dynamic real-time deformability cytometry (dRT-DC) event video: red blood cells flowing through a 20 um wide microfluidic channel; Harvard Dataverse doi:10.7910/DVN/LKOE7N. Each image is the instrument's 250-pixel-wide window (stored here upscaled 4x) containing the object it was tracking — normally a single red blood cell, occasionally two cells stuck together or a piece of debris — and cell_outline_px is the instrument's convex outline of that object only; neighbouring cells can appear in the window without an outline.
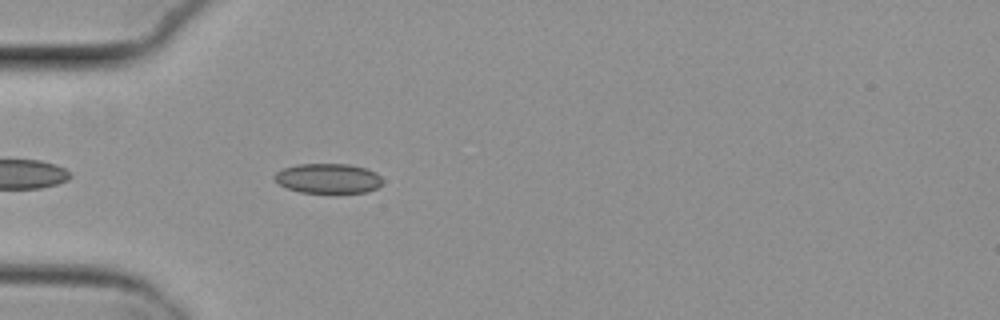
{"species": "common noctule bat (a hibernating species)", "species_latin": "Nyctalus noctula", "temperature_condition": "cold", "stored_images_in_passage": 41, "camera_frame_rate_fps": 3000, "um_per_image_px": 0.085, "animal": {"sex": "female", "body_mass_g": 29.2, "forearm_length_mm": 56.3}, "frame": {"image": 1, "passage_image": 4, "time_ms": 1.0, "image_size_px": [1000, 320], "cell_outline_px": [[384, 180], [376, 188], [368, 192], [300, 192], [288, 188], [280, 184], [272, 176], [276, 172], [284, 168], [296, 164], [348, 164], [364, 168], [376, 172]], "centroid_in_image_um": [27.89, 15.15], "position_along_channel_um": 57.1, "area_um2": 18.61}}
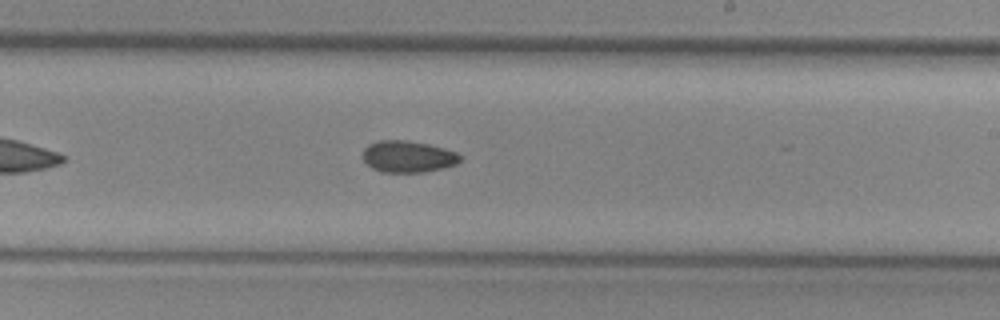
{"frame": {"image": 2, "passage_image": 20, "time_ms": 6.333, "image_size_px": [1000, 320], "cell_outline_px": [[460, 160], [456, 164], [444, 168], [424, 172], [380, 172], [372, 168], [360, 156], [364, 148], [368, 144], [380, 140], [404, 140], [428, 144], [444, 148], [456, 152], [460, 156]], "centroid_in_image_um": [34.64, 13.31], "position_along_channel_um": 254.4, "area_um2": 18.03}}
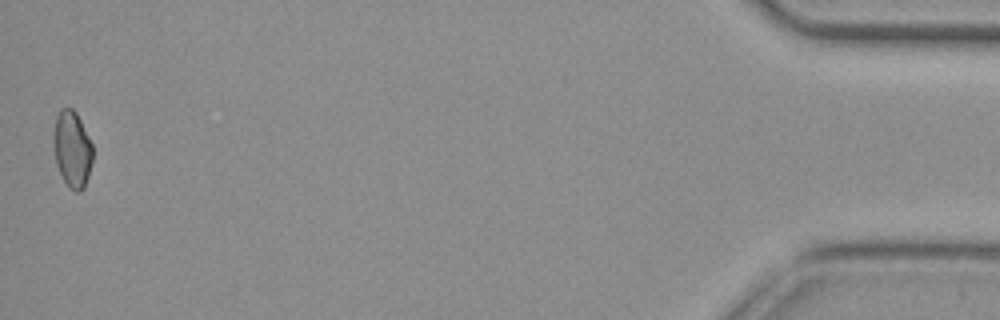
{"frame": {"image": 3, "passage_image": 41, "time_ms": 13.333, "image_size_px": [1000, 320], "cell_outline_px": [[92, 164], [84, 188], [80, 192], [76, 192], [68, 188], [56, 164], [52, 140], [52, 136], [56, 116], [64, 108], [72, 108], [76, 112], [92, 144]], "centroid_in_image_um": [6.12, 12.7], "position_along_channel_um": 429.1, "area_um2": 17.51}, "authors_computed_cell_mechanics": {"area_um2": 18.0336, "velocity_mm_per_s": 3.8312, "shape_relaxation_time_tau1_ms": null, "shape_relaxation_time_tau2_ms": 10.3281, "deformation_change_tau1": null, "deformation_change_tau2": 0.1289}}